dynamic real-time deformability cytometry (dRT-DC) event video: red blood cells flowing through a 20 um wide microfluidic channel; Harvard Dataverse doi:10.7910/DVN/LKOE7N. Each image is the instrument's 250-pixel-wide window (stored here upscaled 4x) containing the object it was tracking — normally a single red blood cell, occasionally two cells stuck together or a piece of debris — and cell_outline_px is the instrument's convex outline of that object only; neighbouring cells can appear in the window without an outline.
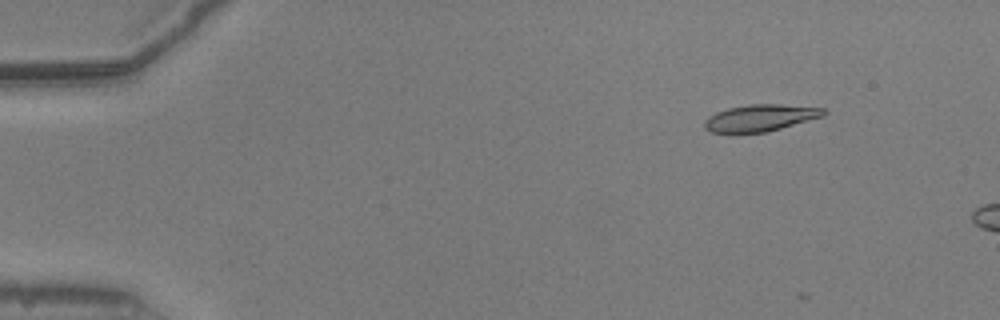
{"species": "common noctule bat (a hibernating species)", "species_latin": "Nyctalus noctula", "temperature_condition": "warm", "stored_images_in_passage": 5, "camera_frame_rate_fps": 3000, "um_per_image_px": 0.085, "animal": {"sex": "male", "body_mass_g": 20.5, "forearm_length_mm": 52.5}, "frame": {"image": 1, "passage_image": 1, "time_ms": 0.0, "image_size_px": [1000, 320], "cell_outline_px": [[828, 112], [824, 116], [780, 128], [764, 132], [712, 132], [704, 128], [704, 120], [708, 116], [716, 112], [728, 108], [748, 104], [780, 104], [824, 108]], "centroid_in_image_um": [64.63, 10.0], "position_along_channel_um": 20.4, "area_um2": 18.44}}